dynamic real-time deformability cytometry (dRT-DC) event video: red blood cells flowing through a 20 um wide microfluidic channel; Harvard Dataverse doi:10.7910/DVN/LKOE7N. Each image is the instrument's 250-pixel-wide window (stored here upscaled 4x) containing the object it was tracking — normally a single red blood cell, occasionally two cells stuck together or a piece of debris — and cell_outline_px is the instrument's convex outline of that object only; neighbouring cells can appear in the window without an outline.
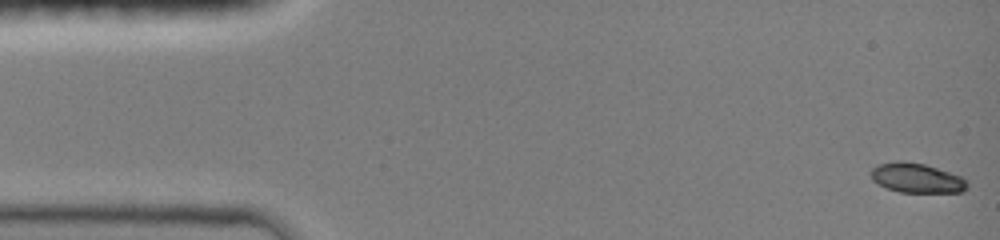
{"species": "common noctule bat (a hibernating species)", "species_latin": "Nyctalus noctula", "temperature_condition": "room temperature", "stored_images_in_passage": 48, "camera_frame_rate_fps": 3000, "um_per_image_px": 0.085, "animal": {"sex": "female", "body_mass_g": 19.0, "forearm_length_mm": 51.5}, "frame": {"image": 1, "passage_image": 1, "time_ms": 0.0, "image_size_px": [1000, 240], "cell_outline_px": [[968, 188], [964, 192], [900, 192], [888, 188], [872, 180], [872, 168], [876, 164], [896, 160], [904, 160], [924, 164], [960, 176], [968, 180]], "centroid_in_image_um": [77.93, 15.12], "position_along_channel_um": 7.1, "area_um2": 16.65}}
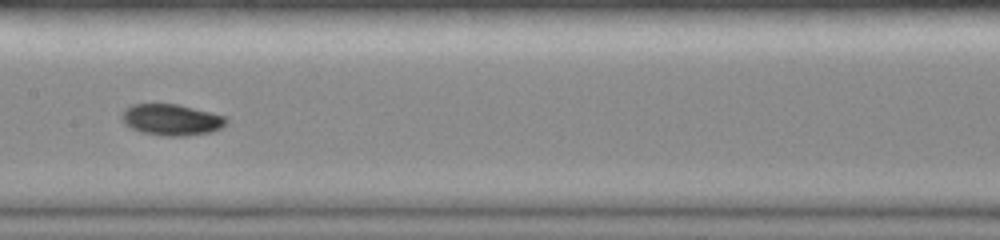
{"frame": {"image": 2, "passage_image": 24, "time_ms": 7.667, "image_size_px": [1000, 240], "cell_outline_px": [[228, 120], [220, 128], [212, 132], [188, 136], [164, 136], [140, 132], [124, 124], [120, 116], [120, 112], [124, 108], [132, 104], [176, 104], [224, 116]], "centroid_in_image_um": [14.5, 10.19], "position_along_channel_um": 192.9, "area_um2": 19.07}}
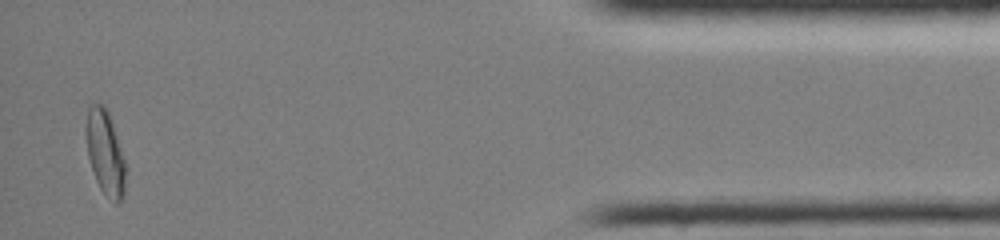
{"frame": {"image": 3, "passage_image": 46, "time_ms": 15.0, "image_size_px": [1000, 240], "cell_outline_px": [[124, 200], [116, 204], [100, 188], [96, 180], [88, 156], [84, 132], [84, 128], [88, 108], [92, 104], [104, 104], [112, 120], [124, 160]], "centroid_in_image_um": [8.91, 12.94], "position_along_channel_um": 426.3, "area_um2": 19.42}, "authors_computed_cell_mechanics": {"area_um2": 18.3226, "velocity_mm_per_s": 4.0296, "shape_relaxation_time_tau1_ms": 6.8355, "shape_relaxation_time_tau2_ms": null, "deformation_change_tau1": 0.1928, "deformation_change_tau2": null}}